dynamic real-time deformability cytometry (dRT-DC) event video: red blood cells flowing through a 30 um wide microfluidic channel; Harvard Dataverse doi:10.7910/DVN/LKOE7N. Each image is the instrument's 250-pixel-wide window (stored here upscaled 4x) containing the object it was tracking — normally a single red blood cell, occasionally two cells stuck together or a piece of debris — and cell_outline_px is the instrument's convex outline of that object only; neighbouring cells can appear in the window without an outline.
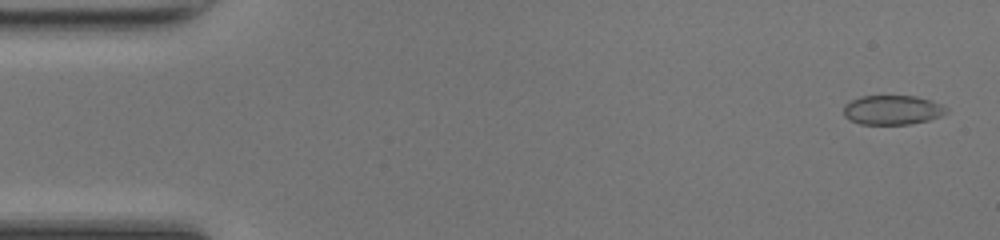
{"species": "common noctule bat (a hibernating species)", "species_latin": "Nyctalus noctula", "temperature_condition": "room temperature", "stored_images_in_passage": 48, "camera_frame_rate_fps": 3000, "um_per_image_px": 0.085, "animal": {"sex": "female", "body_mass_g": 17.0, "forearm_length_mm": 48.0}, "frame": {"image": 1, "passage_image": 2, "time_ms": 0.333, "image_size_px": [1000, 240], "cell_outline_px": [[948, 112], [940, 116], [928, 120], [908, 124], [860, 124], [848, 120], [844, 116], [844, 104], [860, 96], [916, 96], [932, 100], [948, 108]], "centroid_in_image_um": [75.84, 9.34], "position_along_channel_um": 9.2, "area_um2": 17.69}}
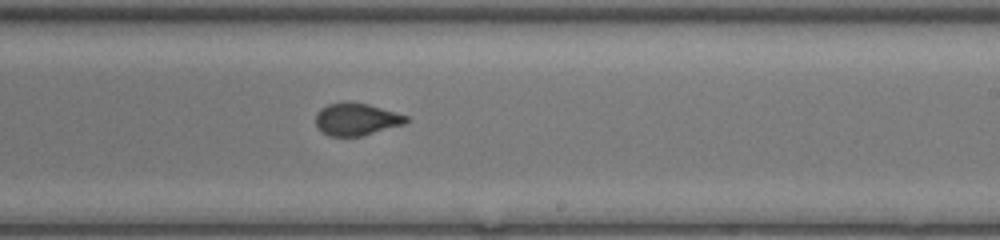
{"frame": {"image": 2, "passage_image": 29, "time_ms": 9.333, "image_size_px": [1000, 240], "cell_outline_px": [[412, 120], [404, 124], [364, 136], [328, 136], [316, 128], [316, 116], [320, 108], [328, 104], [368, 104], [408, 116]], "centroid_in_image_um": [30.32, 10.18], "position_along_channel_um": 258.7, "area_um2": 16.82}}
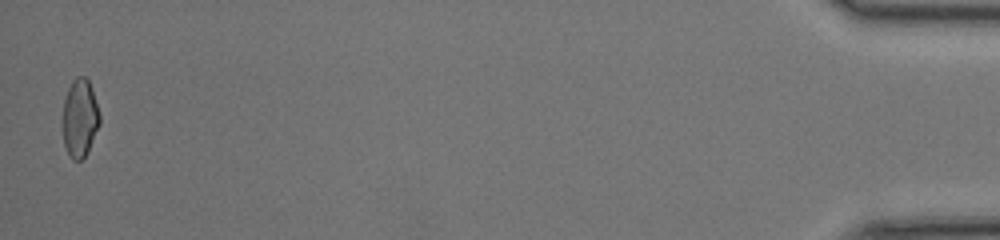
{"frame": {"image": 3, "passage_image": 48, "time_ms": 15.667, "image_size_px": [1000, 240], "cell_outline_px": [[100, 124], [88, 152], [80, 160], [72, 160], [68, 156], [64, 144], [60, 120], [64, 100], [68, 88], [72, 80], [76, 76], [84, 76], [88, 80], [92, 88], [100, 112]], "centroid_in_image_um": [6.76, 10.05], "position_along_channel_um": 428.4, "area_um2": 17.51}}